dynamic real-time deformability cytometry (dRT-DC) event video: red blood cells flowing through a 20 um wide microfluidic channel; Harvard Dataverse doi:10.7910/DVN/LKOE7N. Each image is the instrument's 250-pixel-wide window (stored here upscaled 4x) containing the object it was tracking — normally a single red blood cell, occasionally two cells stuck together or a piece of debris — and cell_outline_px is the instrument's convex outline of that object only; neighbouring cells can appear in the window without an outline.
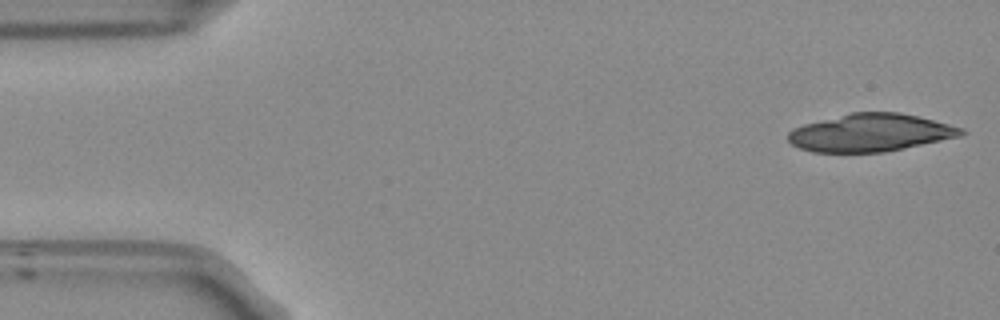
{"species": "Egyptian fruit bat (a non-hibernating species)", "species_latin": "Rousettus aegyptiacus", "temperature_condition": "room temperature", "stored_images_in_passage": 23, "camera_frame_rate_fps": 3000, "um_per_image_px": 0.085, "frame": {"image": 1, "passage_image": 1, "time_ms": 0.0, "image_size_px": [1000, 320], "cell_outline_px": [[968, 132], [960, 136], [904, 148], [884, 152], [812, 152], [800, 148], [792, 144], [788, 140], [788, 132], [792, 128], [804, 124], [852, 112], [900, 112], [964, 128]], "centroid_in_image_um": [73.98, 11.28], "position_along_channel_um": 11.0, "area_um2": 37.8}}